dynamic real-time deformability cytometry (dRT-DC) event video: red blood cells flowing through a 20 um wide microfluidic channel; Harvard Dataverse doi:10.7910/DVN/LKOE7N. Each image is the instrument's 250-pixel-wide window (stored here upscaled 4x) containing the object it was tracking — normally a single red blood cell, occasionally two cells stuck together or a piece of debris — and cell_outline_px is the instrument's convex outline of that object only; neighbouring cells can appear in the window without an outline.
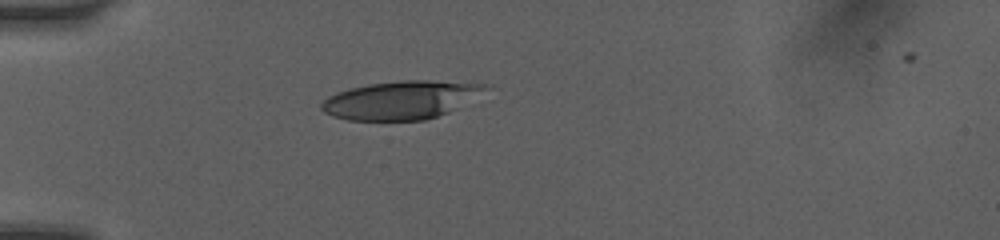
{"species": "human", "species_latin": "Homo sapiens", "temperature_condition": "room temperature", "stored_images_in_passage": 1, "camera_frame_rate_fps": 3000, "um_per_image_px": 0.085, "donor": {"sex": "female"}, "frame": {"image": 1, "passage_image": 1, "time_ms": 0.0, "image_size_px": [1000, 240], "cell_outline_px": [[488, 88], [448, 112], [424, 120], [348, 120], [332, 116], [324, 112], [320, 108], [320, 104], [328, 96], [336, 92], [348, 88], [368, 84], [404, 80], [428, 80], [484, 84]], "centroid_in_image_um": [33.97, 8.5], "position_along_channel_um": 51.0, "area_um2": 36.01}}